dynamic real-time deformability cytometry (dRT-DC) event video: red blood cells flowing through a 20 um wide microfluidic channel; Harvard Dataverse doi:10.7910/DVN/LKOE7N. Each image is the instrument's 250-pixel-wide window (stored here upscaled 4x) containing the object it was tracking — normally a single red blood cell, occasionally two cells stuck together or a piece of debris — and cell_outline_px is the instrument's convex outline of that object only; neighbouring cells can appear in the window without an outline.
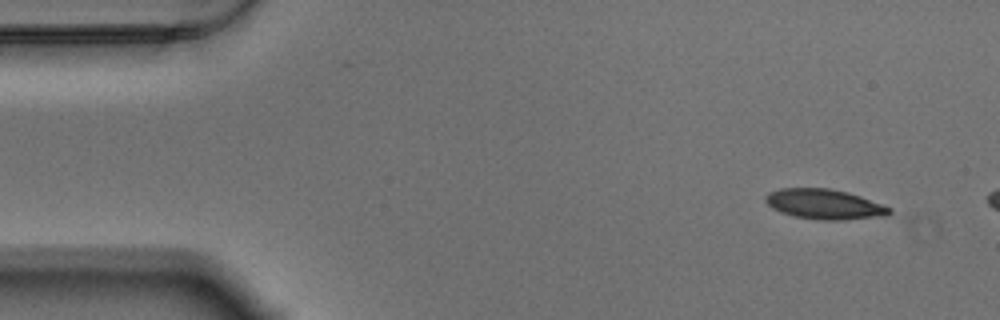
{"species": "Egyptian fruit bat (a non-hibernating species)", "species_latin": "Rousettus aegyptiacus", "temperature_condition": "warm", "stored_images_in_passage": 7, "camera_frame_rate_fps": 3000, "um_per_image_px": 0.085, "animal": {"sex": "male"}, "frame": {"image": 1, "passage_image": 1, "time_ms": 0.0, "image_size_px": [1000, 320], "cell_outline_px": [[892, 212], [888, 216], [844, 220], [820, 220], [792, 216], [780, 212], [772, 208], [764, 200], [764, 196], [768, 192], [780, 188], [828, 188], [848, 192], [860, 196], [892, 208]], "centroid_in_image_um": [70.07, 17.36], "position_along_channel_um": 14.9, "area_um2": 21.96}}